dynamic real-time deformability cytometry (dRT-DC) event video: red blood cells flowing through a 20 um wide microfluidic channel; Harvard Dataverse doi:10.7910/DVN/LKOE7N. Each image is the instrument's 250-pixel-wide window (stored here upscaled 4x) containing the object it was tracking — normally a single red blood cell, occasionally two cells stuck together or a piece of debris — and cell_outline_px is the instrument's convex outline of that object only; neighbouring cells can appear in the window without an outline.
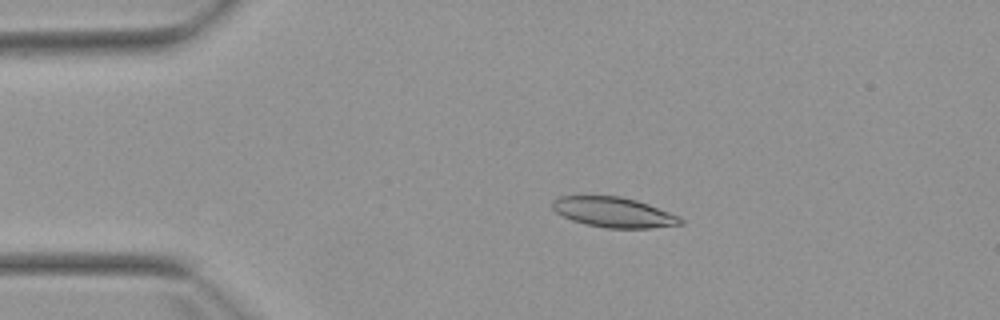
{"species": "Egyptian fruit bat (a non-hibernating species)", "species_latin": "Rousettus aegyptiacus", "temperature_condition": "warm", "stored_images_in_passage": 3, "camera_frame_rate_fps": 3000, "um_per_image_px": 0.085, "animal": {"sex": "female"}, "frame": {"image": 1, "passage_image": 2, "time_ms": 2.333, "image_size_px": [1000, 320], "cell_outline_px": [[684, 224], [652, 228], [604, 228], [572, 220], [556, 212], [552, 208], [552, 200], [560, 196], [620, 196], [636, 200], [648, 204], [680, 216], [684, 220]], "centroid_in_image_um": [52.19, 18.04], "position_along_channel_um": 32.8, "area_um2": 22.48}}